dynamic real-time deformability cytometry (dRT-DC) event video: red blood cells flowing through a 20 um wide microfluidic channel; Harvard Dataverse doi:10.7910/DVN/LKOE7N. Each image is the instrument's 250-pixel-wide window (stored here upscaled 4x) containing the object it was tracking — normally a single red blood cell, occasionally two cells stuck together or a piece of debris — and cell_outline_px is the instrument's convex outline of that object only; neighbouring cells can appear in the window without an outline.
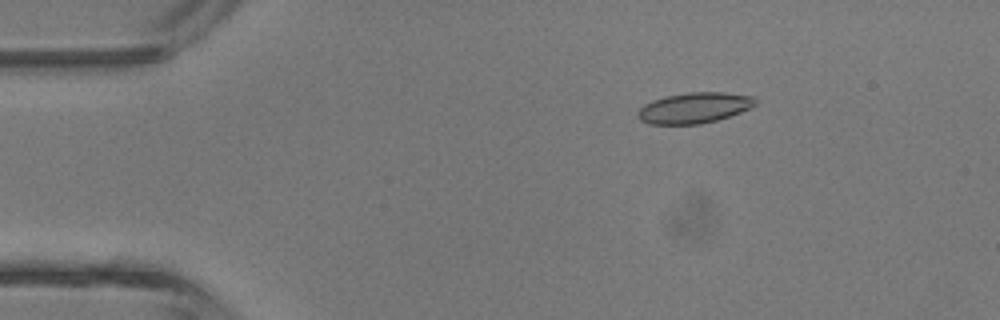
{"species": "common noctule bat (a hibernating species)", "species_latin": "Nyctalus noctula", "temperature_condition": "room temperature", "stored_images_in_passage": 5, "camera_frame_rate_fps": 3000, "um_per_image_px": 0.085, "animal": {"sex": "male", "body_mass_g": 13.3}, "frame": {"image": 1, "passage_image": 3, "time_ms": 2.333, "image_size_px": [1000, 320], "cell_outline_px": [[756, 104], [740, 112], [716, 120], [700, 124], [648, 124], [640, 120], [636, 116], [636, 112], [644, 104], [652, 100], [668, 96], [688, 92], [724, 92], [752, 96], [756, 100]], "centroid_in_image_um": [58.96, 9.17], "position_along_channel_um": 26.0, "area_um2": 20.92}}